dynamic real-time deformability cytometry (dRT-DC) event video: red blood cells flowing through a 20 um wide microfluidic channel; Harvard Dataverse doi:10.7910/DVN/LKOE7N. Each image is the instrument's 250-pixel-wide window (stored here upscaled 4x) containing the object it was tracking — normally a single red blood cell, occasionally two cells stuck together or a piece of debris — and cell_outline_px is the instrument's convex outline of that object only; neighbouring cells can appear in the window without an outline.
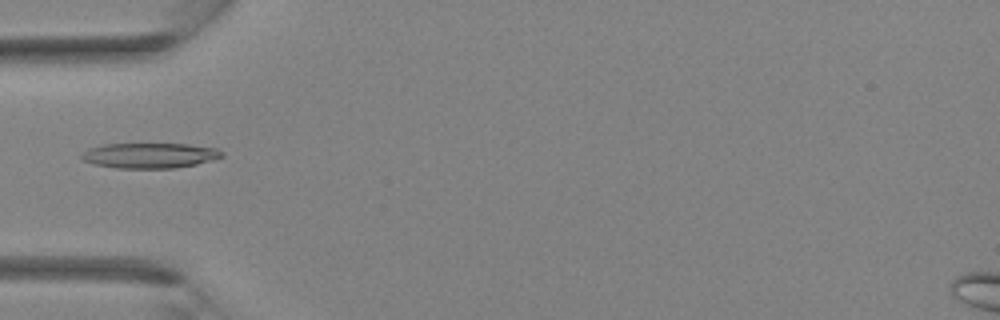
{"species": "Egyptian fruit bat (a non-hibernating species)", "species_latin": "Rousettus aegyptiacus", "temperature_condition": "room temperature", "stored_images_in_passage": 28, "camera_frame_rate_fps": 3000, "um_per_image_px": 0.085, "animal": {"sex": "female"}, "frame": {"image": 1, "passage_image": 4, "time_ms": 1.0, "image_size_px": [1000, 320], "cell_outline_px": [[224, 156], [212, 160], [196, 164], [176, 168], [116, 168], [92, 164], [84, 160], [80, 156], [80, 152], [88, 148], [104, 144], [188, 144], [216, 148], [224, 152]], "centroid_in_image_um": [12.7, 13.21], "position_along_channel_um": 72.3, "area_um2": 20.81}}
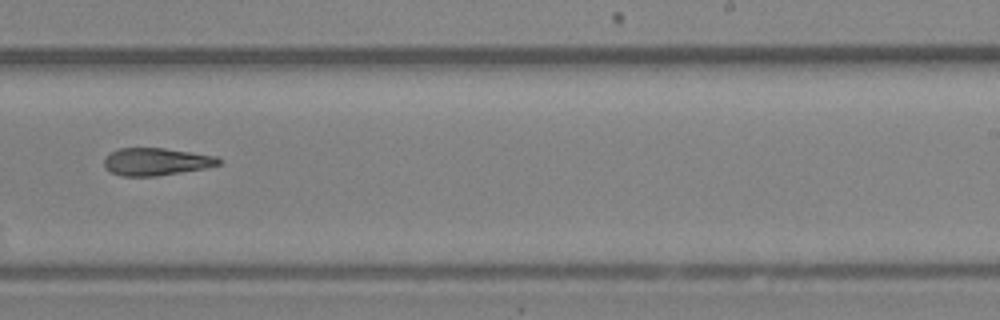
{"frame": {"image": 2, "passage_image": 15, "time_ms": 4.667, "image_size_px": [1000, 320], "cell_outline_px": [[220, 164], [204, 168], [156, 176], [124, 176], [112, 172], [104, 168], [104, 156], [120, 148], [164, 148], [220, 156]], "centroid_in_image_um": [13.27, 13.73], "position_along_channel_um": 275.7, "area_um2": 18.32}}
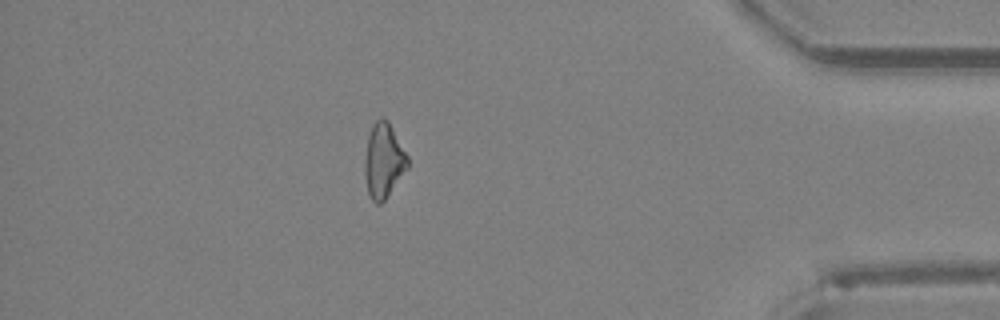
{"frame": {"image": 3, "passage_image": 24, "time_ms": 7.667, "image_size_px": [1000, 320], "cell_outline_px": [[408, 168], [384, 200], [380, 204], [376, 204], [372, 200], [368, 192], [364, 172], [364, 160], [368, 136], [372, 124], [380, 116], [388, 120], [408, 156]], "centroid_in_image_um": [32.6, 13.63], "position_along_channel_um": 402.6, "area_um2": 18.67}}